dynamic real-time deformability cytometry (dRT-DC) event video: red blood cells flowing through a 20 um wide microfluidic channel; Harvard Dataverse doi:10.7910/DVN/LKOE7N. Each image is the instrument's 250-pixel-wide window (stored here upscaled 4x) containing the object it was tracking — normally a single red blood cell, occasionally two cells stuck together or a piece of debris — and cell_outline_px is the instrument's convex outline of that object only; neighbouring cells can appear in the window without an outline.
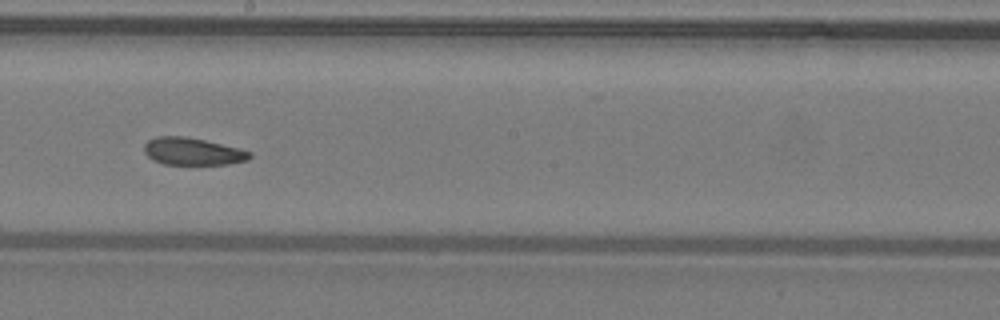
{"species": "common noctule bat (a hibernating species)", "species_latin": "Nyctalus noctula", "temperature_condition": "warm", "stored_images_in_passage": 37, "camera_frame_rate_fps": 3000, "um_per_image_px": 0.085, "animal": {"sex": "male", "body_mass_g": 19.2, "forearm_length_mm": 51.8}, "frame": {"image": 1, "passage_image": 16, "time_ms": 5.0, "image_size_px": [1000, 320], "cell_outline_px": [[252, 156], [248, 160], [228, 164], [164, 164], [152, 160], [144, 152], [144, 144], [148, 140], [156, 136], [184, 136], [204, 140], [240, 148], [252, 152]], "centroid_in_image_um": [16.37, 12.87], "position_along_channel_um": 231.8, "area_um2": 16.88}}
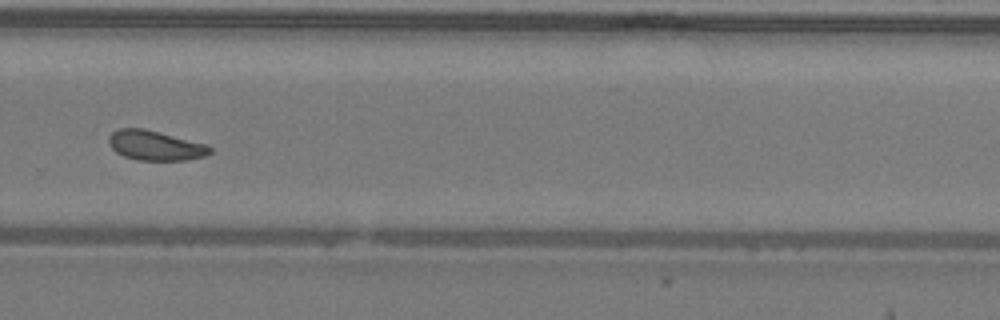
{"frame": {"image": 2, "passage_image": 22, "time_ms": 7.0, "image_size_px": [1000, 320], "cell_outline_px": [[212, 152], [204, 156], [184, 160], [136, 160], [124, 156], [116, 152], [108, 144], [108, 136], [112, 132], [120, 128], [144, 128], [204, 144], [212, 148]], "centroid_in_image_um": [13.14, 12.37], "position_along_channel_um": 316.7, "area_um2": 17.4}, "authors_computed_cell_mechanics": {"area_um2": 17.629, "velocity_mm_per_s": 4.2582, "shape_relaxation_time_tau1_ms": 4.6309, "shape_relaxation_time_tau2_ms": 2.9277, "deformation_change_tau1": 0.1132, "deformation_change_tau2": 0.093}}